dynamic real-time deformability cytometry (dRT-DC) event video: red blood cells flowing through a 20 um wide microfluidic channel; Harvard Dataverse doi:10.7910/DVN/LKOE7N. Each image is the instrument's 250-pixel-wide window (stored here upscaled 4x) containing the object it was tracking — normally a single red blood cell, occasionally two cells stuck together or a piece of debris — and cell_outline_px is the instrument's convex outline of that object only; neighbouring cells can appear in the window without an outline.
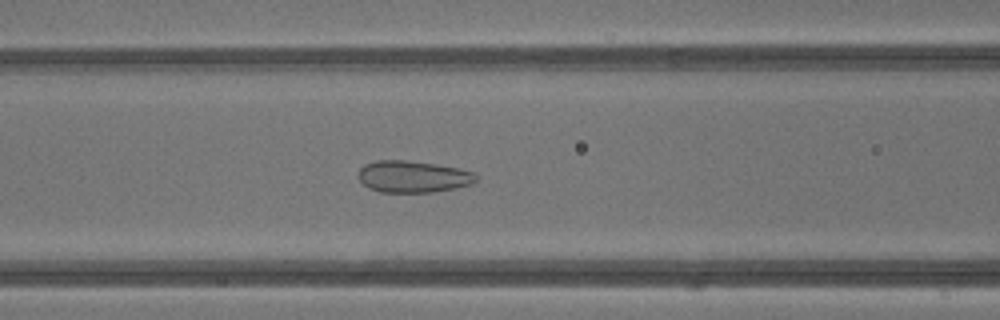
{"species": "common noctule bat (a hibernating species)", "species_latin": "Nyctalus noctula", "temperature_condition": "warm", "stored_images_in_passage": 29, "camera_frame_rate_fps": 3000, "um_per_image_px": 0.085, "animal": {"sex": "male", "body_mass_g": 13.3}, "frame": {"image": 1, "passage_image": 5, "time_ms": 1.333, "image_size_px": [1000, 320], "cell_outline_px": [[476, 180], [472, 184], [456, 188], [432, 192], [380, 192], [368, 188], [356, 176], [360, 168], [364, 164], [376, 160], [408, 160], [436, 164], [460, 168], [472, 172], [476, 176]], "centroid_in_image_um": [35.07, 15.01], "position_along_channel_um": 131.5, "area_um2": 21.96}}
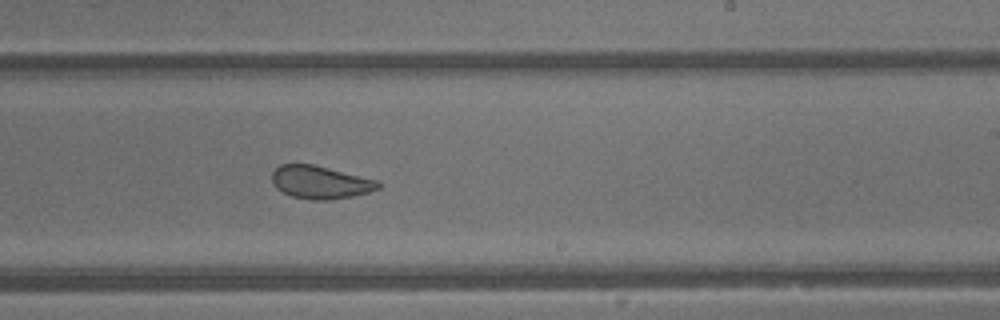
{"frame": {"image": 2, "passage_image": 13, "time_ms": 4.0, "image_size_px": [1000, 320], "cell_outline_px": [[384, 184], [380, 188], [368, 192], [352, 196], [328, 200], [312, 200], [292, 196], [276, 188], [272, 184], [272, 172], [280, 164], [312, 164], [380, 180]], "centroid_in_image_um": [27.26, 15.49], "position_along_channel_um": 261.7, "area_um2": 20.52}}
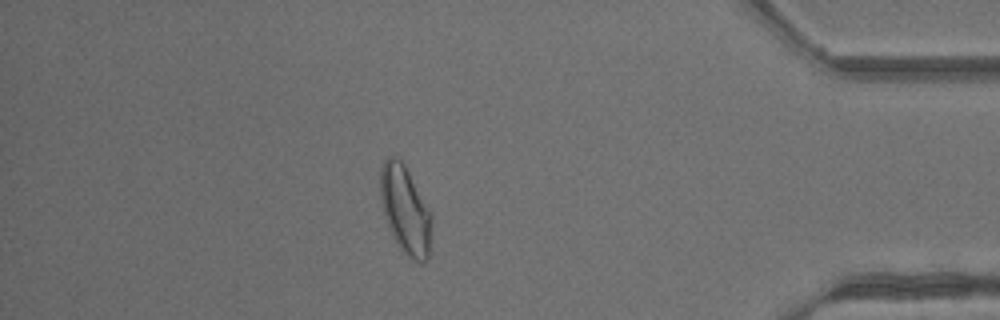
{"frame": {"image": 3, "passage_image": 24, "time_ms": 7.667, "image_size_px": [1000, 320], "cell_outline_px": [[432, 220], [428, 260], [420, 264], [412, 260], [396, 244], [392, 236], [384, 212], [380, 196], [380, 168], [384, 160], [388, 156], [396, 156], [404, 164], [428, 208], [432, 216]], "centroid_in_image_um": [34.44, 17.87], "position_along_channel_um": 400.8, "area_um2": 26.18}, "authors_computed_cell_mechanics": {"area_um2": 22.0796, "velocity_mm_per_s": 4.9007, "shape_relaxation_time_tau1_ms": null, "shape_relaxation_time_tau2_ms": 0.8904, "deformation_change_tau1": null, "deformation_change_tau2": 0.065}}